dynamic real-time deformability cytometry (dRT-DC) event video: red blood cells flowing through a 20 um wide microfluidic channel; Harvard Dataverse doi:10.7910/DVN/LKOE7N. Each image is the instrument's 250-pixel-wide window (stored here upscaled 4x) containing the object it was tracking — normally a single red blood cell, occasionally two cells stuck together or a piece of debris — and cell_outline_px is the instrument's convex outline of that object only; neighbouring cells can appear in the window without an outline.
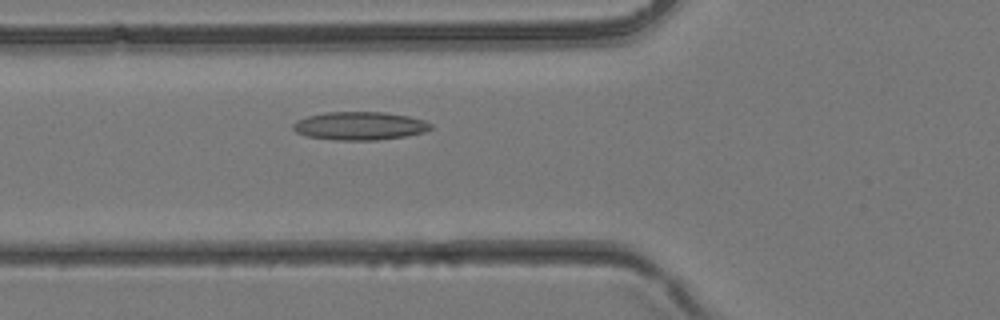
{"species": "common noctule bat (a hibernating species)", "species_latin": "Nyctalus noctula", "temperature_condition": "room temperature", "stored_images_in_passage": 26, "camera_frame_rate_fps": 3000, "um_per_image_px": 0.085, "animal": {"sex": "female", "body_mass_g": 24.6, "forearm_length_mm": 56.2}, "frame": {"image": 1, "passage_image": 4, "time_ms": 1.0, "image_size_px": [1000, 320], "cell_outline_px": [[432, 128], [424, 132], [404, 136], [376, 140], [332, 140], [308, 136], [296, 132], [292, 128], [292, 124], [296, 120], [308, 116], [324, 112], [384, 112], [408, 116], [424, 120], [432, 124]], "centroid_in_image_um": [30.55, 10.69], "position_along_channel_um": 95.2, "area_um2": 22.66}}
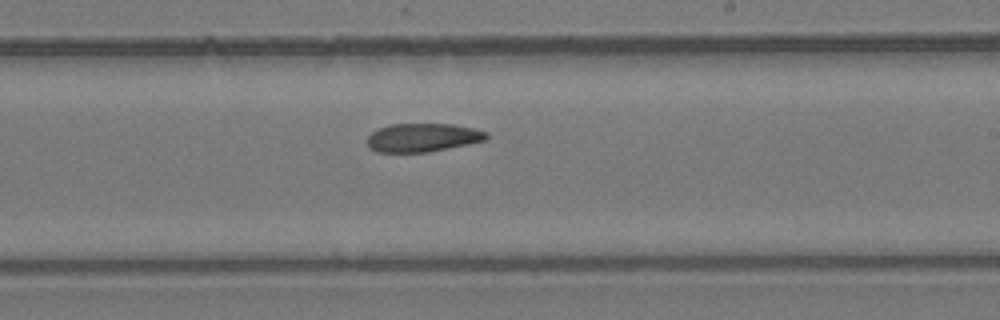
{"frame": {"image": 2, "passage_image": 13, "time_ms": 4.0, "image_size_px": [1000, 320], "cell_outline_px": [[488, 140], [428, 152], [376, 152], [368, 148], [368, 136], [372, 132], [380, 128], [392, 124], [452, 124], [472, 128], [488, 132]], "centroid_in_image_um": [35.94, 11.7], "position_along_channel_um": 253.1, "area_um2": 19.77}}
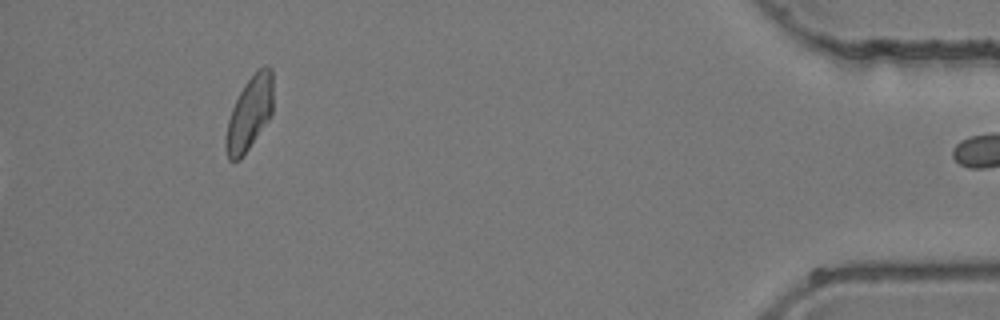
{"frame": {"image": 3, "passage_image": 26, "time_ms": 8.333, "image_size_px": [1000, 320], "cell_outline_px": [[272, 116], [240, 160], [228, 160], [224, 144], [224, 140], [228, 120], [232, 108], [244, 84], [256, 68], [264, 64], [268, 64], [272, 68]], "centroid_in_image_um": [21.21, 9.6], "position_along_channel_um": 414.0, "area_um2": 20.63}}